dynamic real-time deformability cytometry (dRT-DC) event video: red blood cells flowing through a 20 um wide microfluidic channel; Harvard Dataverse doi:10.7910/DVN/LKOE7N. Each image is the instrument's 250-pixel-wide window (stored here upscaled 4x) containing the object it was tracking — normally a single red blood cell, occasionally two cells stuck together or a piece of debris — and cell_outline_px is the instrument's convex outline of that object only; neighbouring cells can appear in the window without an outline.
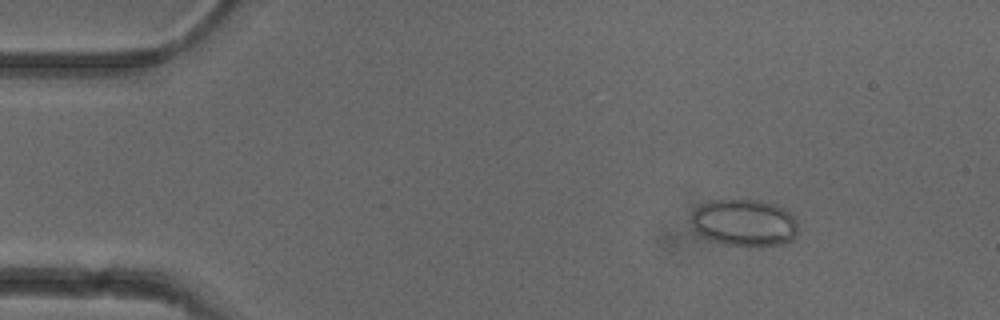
{"species": "common noctule bat (a hibernating species)", "species_latin": "Nyctalus noctula", "temperature_condition": "cold", "stored_images_in_passage": 22, "camera_frame_rate_fps": 3000, "um_per_image_px": 0.085, "animal": {"sex": "female"}, "frame": {"image": 1, "passage_image": 7, "time_ms": 2.0, "image_size_px": [1000, 320], "cell_outline_px": [[796, 236], [792, 240], [780, 244], [760, 248], [728, 244], [712, 240], [696, 232], [692, 220], [692, 212], [696, 208], [708, 200], [760, 200], [776, 204], [784, 208], [792, 216], [796, 224]], "centroid_in_image_um": [63.28, 18.94], "position_along_channel_um": 21.7, "area_um2": 29.3}}
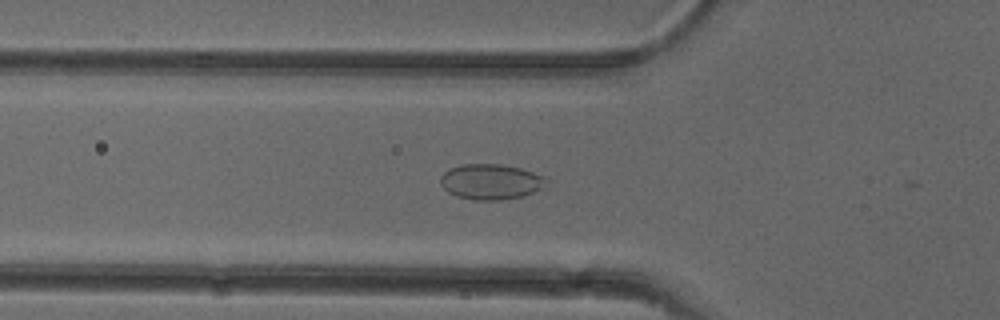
{"frame": {"image": 2, "passage_image": 18, "time_ms": 5.667, "image_size_px": [1000, 320], "cell_outline_px": [[548, 184], [524, 196], [500, 200], [472, 200], [456, 196], [448, 192], [440, 184], [440, 176], [448, 168], [464, 164], [500, 164], [520, 168], [544, 176], [548, 180]], "centroid_in_image_um": [41.69, 15.45], "position_along_channel_um": 84.1, "area_um2": 21.96}}
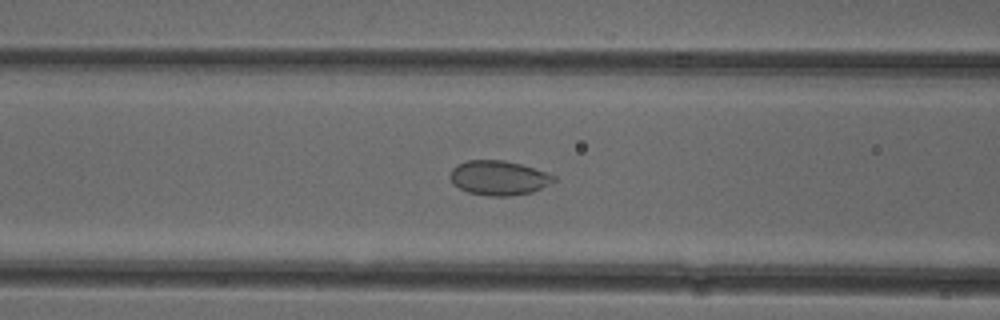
{"frame": {"image": 3, "passage_image": 21, "time_ms": 6.667, "image_size_px": [1000, 320], "cell_outline_px": [[556, 180], [532, 192], [508, 196], [488, 196], [468, 192], [452, 184], [448, 176], [452, 168], [456, 164], [468, 160], [504, 160], [520, 164], [556, 176]], "centroid_in_image_um": [42.32, 15.12], "position_along_channel_um": 124.3, "area_um2": 20.81}}